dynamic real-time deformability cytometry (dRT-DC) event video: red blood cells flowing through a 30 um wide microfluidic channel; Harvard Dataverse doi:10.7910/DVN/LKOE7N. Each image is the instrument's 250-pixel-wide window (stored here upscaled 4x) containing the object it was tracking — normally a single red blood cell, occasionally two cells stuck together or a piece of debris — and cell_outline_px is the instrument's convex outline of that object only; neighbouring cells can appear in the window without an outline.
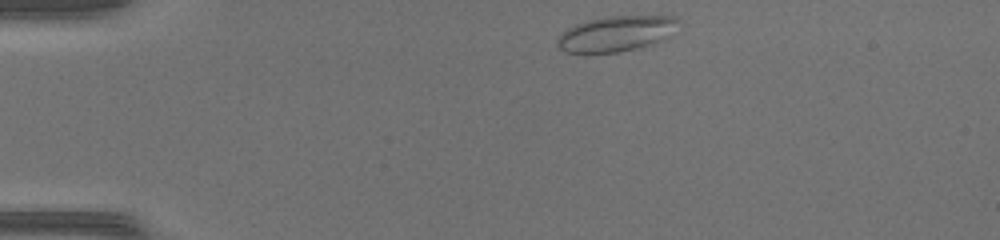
{"species": "common noctule bat (a hibernating species)", "species_latin": "Nyctalus noctula", "temperature_condition": "warm", "stored_images_in_passage": 40, "camera_frame_rate_fps": 3000, "um_per_image_px": 0.085, "animal": {"sex": "female", "body_mass_g": 17.0, "forearm_length_mm": 48.0}, "frame": {"image": 1, "passage_image": 1, "time_ms": 0.0, "image_size_px": [1000, 240], "cell_outline_px": [[680, 20], [668, 36], [652, 44], [620, 52], [564, 52], [556, 44], [556, 40], [560, 32], [576, 24], [588, 20], [604, 16], [676, 16]], "centroid_in_image_um": [52.33, 2.85], "position_along_channel_um": 32.7, "area_um2": 24.85}}
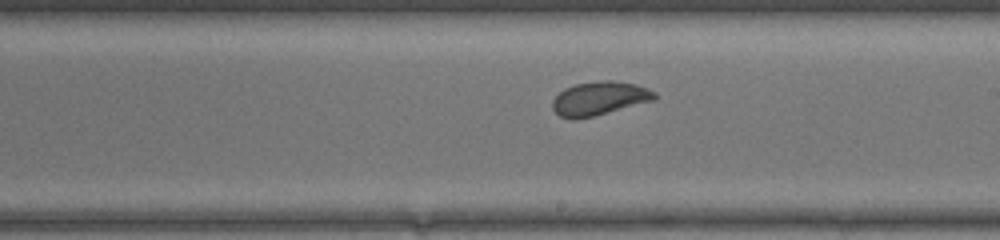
{"frame": {"image": 2, "passage_image": 20, "time_ms": 6.333, "image_size_px": [1000, 240], "cell_outline_px": [[656, 100], [592, 116], [572, 120], [560, 116], [552, 108], [552, 100], [564, 88], [576, 84], [600, 80], [612, 80], [636, 84], [648, 88], [656, 92]], "centroid_in_image_um": [50.96, 8.35], "position_along_channel_um": 238.0, "area_um2": 20.06}}
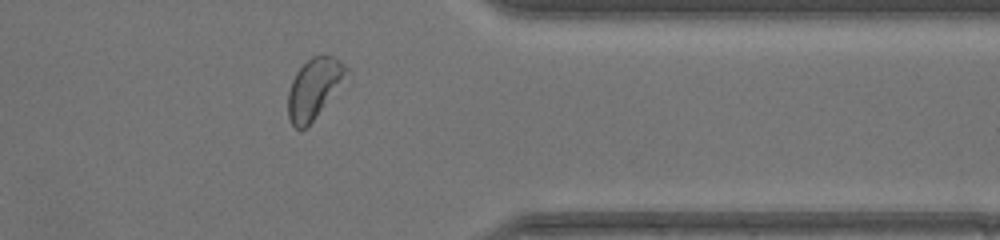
{"frame": {"image": 3, "passage_image": 31, "time_ms": 10.0, "image_size_px": [1000, 240], "cell_outline_px": [[348, 68], [312, 120], [304, 128], [296, 128], [292, 124], [288, 116], [288, 92], [292, 80], [296, 72], [312, 56], [332, 56], [344, 64]], "centroid_in_image_um": [26.58, 7.49], "position_along_channel_um": 384.8, "area_um2": 18.84}, "authors_computed_cell_mechanics": {"area_um2": 20.1722, "velocity_mm_per_s": 4.2393, "shape_relaxation_time_tau1_ms": 1.9516, "shape_relaxation_time_tau2_ms": 0.7404, "deformation_change_tau1": 0.0868, "deformation_change_tau2": 0.0726}}